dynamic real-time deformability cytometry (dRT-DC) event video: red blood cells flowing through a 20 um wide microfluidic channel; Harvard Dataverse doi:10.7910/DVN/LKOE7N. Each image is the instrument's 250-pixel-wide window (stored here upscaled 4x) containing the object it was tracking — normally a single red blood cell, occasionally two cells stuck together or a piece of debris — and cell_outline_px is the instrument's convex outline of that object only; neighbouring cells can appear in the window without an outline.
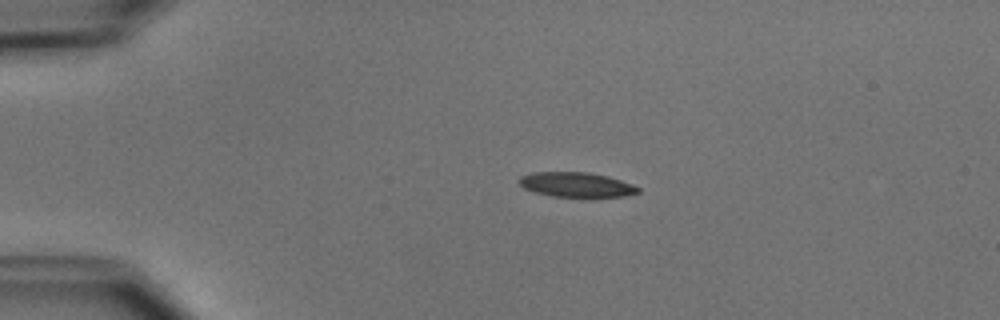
{"species": "common noctule bat (a hibernating species)", "species_latin": "Nyctalus noctula", "temperature_condition": "cold", "stored_images_in_passage": 4, "camera_frame_rate_fps": 3000, "um_per_image_px": 0.085, "animal": {"sex": "male", "body_mass_g": 15.6}, "frame": {"image": 1, "passage_image": 3, "time_ms": 2.333, "image_size_px": [1000, 320], "cell_outline_px": [[640, 192], [624, 196], [552, 196], [536, 192], [524, 188], [516, 180], [520, 176], [532, 172], [588, 172], [608, 176], [632, 184], [640, 188]], "centroid_in_image_um": [48.96, 15.68], "position_along_channel_um": 36.0, "area_um2": 16.99}}